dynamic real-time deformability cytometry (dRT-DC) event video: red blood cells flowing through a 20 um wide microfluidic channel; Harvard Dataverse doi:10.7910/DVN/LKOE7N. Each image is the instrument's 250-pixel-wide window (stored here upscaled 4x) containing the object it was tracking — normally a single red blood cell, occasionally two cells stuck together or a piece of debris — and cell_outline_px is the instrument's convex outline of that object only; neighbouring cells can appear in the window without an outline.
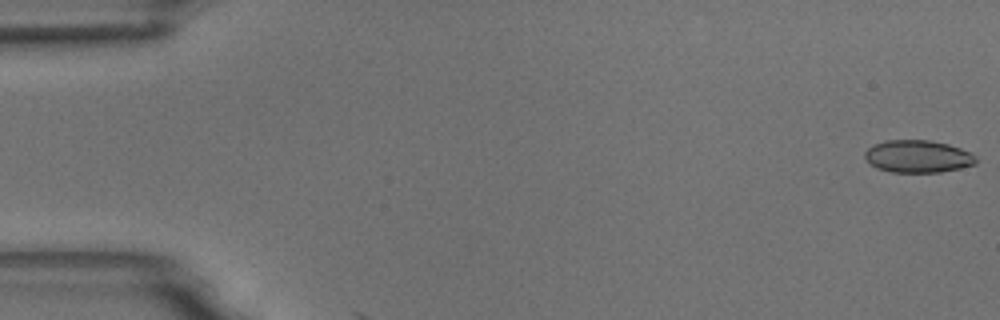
{"species": "common noctule bat (a hibernating species)", "species_latin": "Nyctalus noctula", "temperature_condition": "room temperature", "stored_images_in_passage": 2, "camera_frame_rate_fps": 3000, "um_per_image_px": 0.085, "animal": {"sex": "male", "body_mass_g": 18.8}, "frame": {"image": 1, "passage_image": 1, "time_ms": 0.0, "image_size_px": [1000, 320], "cell_outline_px": [[976, 164], [960, 168], [940, 172], [892, 172], [876, 168], [864, 156], [864, 152], [868, 148], [884, 140], [928, 140], [948, 144], [960, 148], [976, 156]], "centroid_in_image_um": [78.02, 13.29], "position_along_channel_um": 7.0, "area_um2": 20.87}}